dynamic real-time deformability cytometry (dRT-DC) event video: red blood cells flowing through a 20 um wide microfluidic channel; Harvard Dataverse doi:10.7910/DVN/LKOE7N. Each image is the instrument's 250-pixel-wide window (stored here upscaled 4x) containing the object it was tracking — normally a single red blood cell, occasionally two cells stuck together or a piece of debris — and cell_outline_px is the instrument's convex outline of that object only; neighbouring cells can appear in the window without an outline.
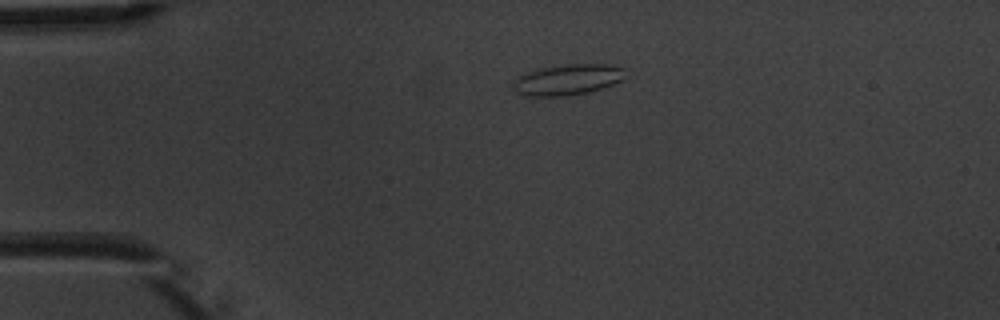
{"species": "common noctule bat (a hibernating species)", "species_latin": "Nyctalus noctula", "temperature_condition": "warm", "stored_images_in_passage": 2, "camera_frame_rate_fps": 3000, "um_per_image_px": 0.085, "animal": {"sex": "male", "body_mass_g": 20.1, "forearm_length_mm": 53.5}, "frame": {"image": 1, "passage_image": 1, "time_ms": 0.0, "image_size_px": [1000, 320], "cell_outline_px": [[628, 76], [624, 80], [588, 92], [560, 96], [528, 96], [516, 92], [512, 80], [528, 72], [540, 68], [568, 64], [608, 64], [628, 68]], "centroid_in_image_um": [48.33, 6.75], "position_along_channel_um": 36.7, "area_um2": 20.23}}